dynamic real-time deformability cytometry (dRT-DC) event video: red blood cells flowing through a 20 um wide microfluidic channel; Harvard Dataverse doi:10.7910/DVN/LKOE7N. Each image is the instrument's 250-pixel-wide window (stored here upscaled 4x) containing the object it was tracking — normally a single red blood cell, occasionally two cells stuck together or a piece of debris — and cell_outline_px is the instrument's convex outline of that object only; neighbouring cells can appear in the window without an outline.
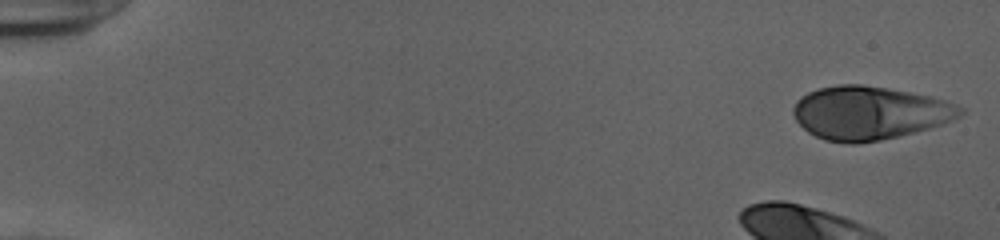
{"species": "human", "species_latin": "Homo sapiens", "temperature_condition": "cold", "stored_images_in_passage": 45, "camera_frame_rate_fps": 3000, "um_per_image_px": 0.085, "donor": {"sex": "female"}, "frame": {"image": 1, "passage_image": 1, "time_ms": 0.0, "image_size_px": [1000, 240], "cell_outline_px": [[964, 112], [960, 116], [944, 124], [880, 140], [856, 144], [848, 144], [824, 140], [808, 132], [796, 120], [792, 112], [792, 108], [796, 100], [800, 96], [808, 92], [820, 88], [836, 84], [860, 84], [888, 88], [928, 96], [944, 100], [956, 104], [964, 108]], "centroid_in_image_um": [73.87, 9.59], "position_along_channel_um": 11.1, "area_um2": 51.9}}
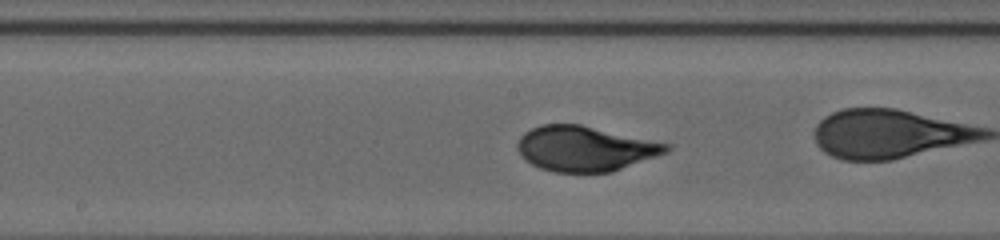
{"frame": {"image": 2, "passage_image": 26, "time_ms": 8.333, "image_size_px": [1000, 240], "cell_outline_px": [[672, 148], [668, 152], [612, 172], [552, 172], [540, 168], [532, 164], [520, 156], [516, 148], [516, 144], [520, 136], [524, 132], [540, 124], [580, 124], [672, 144]], "centroid_in_image_um": [49.72, 12.63], "position_along_channel_um": 198.5, "area_um2": 39.42}}
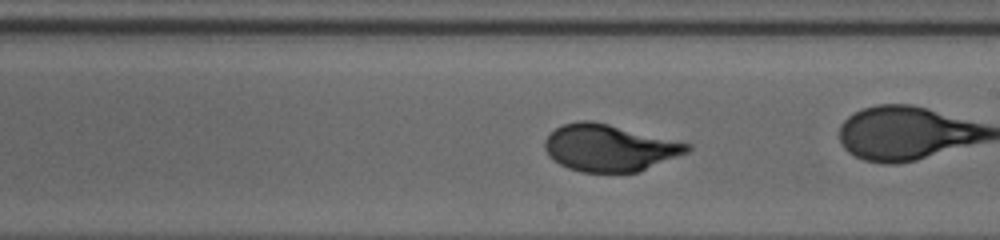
{"frame": {"image": 3, "passage_image": 29, "time_ms": 9.333, "image_size_px": [1000, 240], "cell_outline_px": [[692, 148], [688, 152], [640, 172], [580, 172], [568, 168], [552, 160], [548, 156], [544, 148], [544, 140], [556, 128], [564, 124], [576, 120], [592, 120], [692, 144]], "centroid_in_image_um": [51.79, 12.57], "position_along_channel_um": 237.2, "area_um2": 39.02}, "authors_computed_cell_mechanics": {"area_um2": 39.2462, "velocity_mm_per_s": 3.9142, "shape_relaxation_time_tau1_ms": 4.6635, "shape_relaxation_time_tau2_ms": null, "deformation_change_tau1": 0.1958, "deformation_change_tau2": null}}